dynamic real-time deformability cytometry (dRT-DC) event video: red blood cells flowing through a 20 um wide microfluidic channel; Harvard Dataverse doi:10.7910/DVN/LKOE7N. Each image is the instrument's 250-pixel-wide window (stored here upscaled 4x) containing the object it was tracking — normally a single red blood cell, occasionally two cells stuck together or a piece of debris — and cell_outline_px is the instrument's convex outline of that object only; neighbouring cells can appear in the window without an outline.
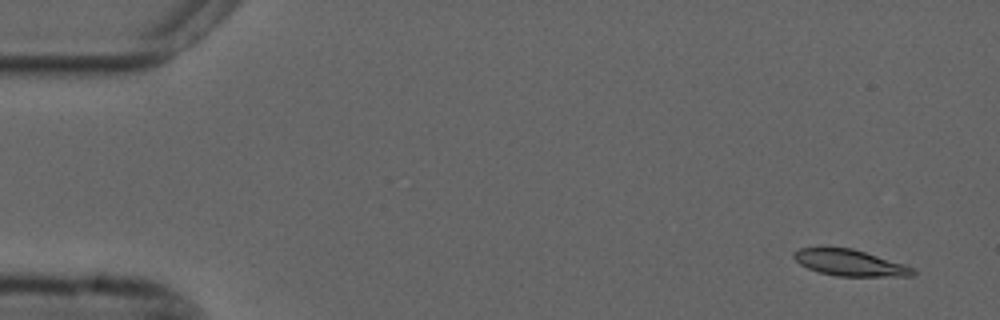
{"species": "common noctule bat (a hibernating species)", "species_latin": "Nyctalus noctula", "temperature_condition": "cold", "stored_images_in_passage": 53, "camera_frame_rate_fps": 3000, "um_per_image_px": 0.085, "animal": {"sex": "male", "forearm_length_mm": 52.5}, "frame": {"image": 1, "passage_image": 1, "time_ms": 0.0, "image_size_px": [1000, 320], "cell_outline_px": [[916, 272], [912, 276], [836, 276], [820, 272], [808, 268], [800, 264], [792, 256], [792, 252], [800, 248], [852, 248], [904, 264], [912, 268]], "centroid_in_image_um": [72.22, 22.34], "position_along_channel_um": 12.8, "area_um2": 17.98}}
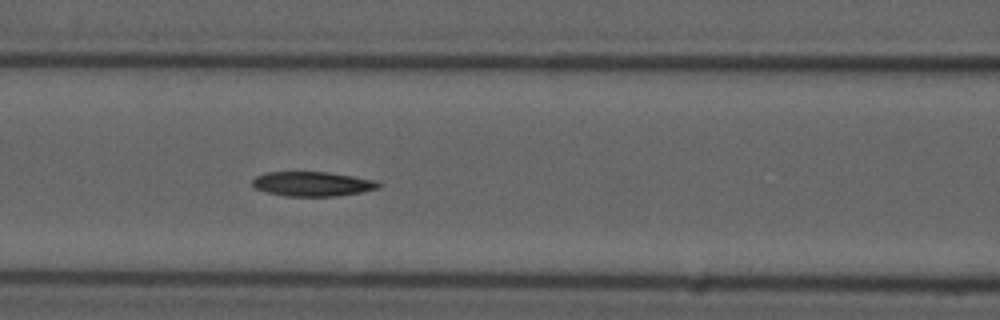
{"frame": {"image": 2, "passage_image": 21, "time_ms": 6.667, "image_size_px": [1000, 320], "cell_outline_px": [[380, 188], [360, 192], [336, 196], [284, 196], [264, 192], [256, 188], [252, 184], [252, 180], [256, 176], [268, 172], [328, 172], [376, 180], [380, 184]], "centroid_in_image_um": [26.54, 15.63], "position_along_channel_um": 140.1, "area_um2": 18.03}}
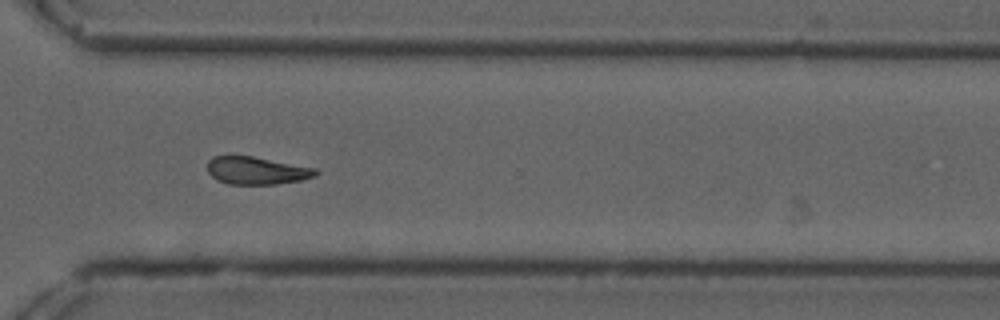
{"frame": {"image": 3, "passage_image": 38, "time_ms": 12.333, "image_size_px": [1000, 320], "cell_outline_px": [[320, 172], [316, 176], [300, 180], [276, 184], [228, 184], [216, 180], [208, 172], [208, 160], [212, 156], [252, 156], [316, 168]], "centroid_in_image_um": [21.82, 14.5], "position_along_channel_um": 348.8, "area_um2": 17.46}, "authors_computed_cell_mechanics": {"area_um2": 18.2648, "velocity_mm_per_s": 3.6914, "shape_relaxation_time_tau1_ms": 8.7593, "shape_relaxation_time_tau2_ms": null, "deformation_change_tau1": 0.163, "deformation_change_tau2": null}}